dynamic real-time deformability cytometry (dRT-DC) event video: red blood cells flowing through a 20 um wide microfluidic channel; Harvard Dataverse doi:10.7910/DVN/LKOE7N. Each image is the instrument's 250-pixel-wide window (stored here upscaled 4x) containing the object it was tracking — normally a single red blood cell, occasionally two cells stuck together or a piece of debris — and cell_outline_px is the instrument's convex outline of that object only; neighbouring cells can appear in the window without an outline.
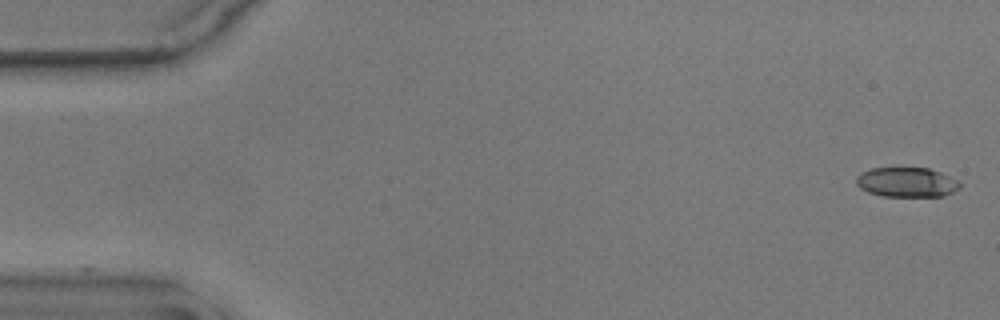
{"species": "common noctule bat (a hibernating species)", "species_latin": "Nyctalus noctula", "temperature_condition": "warm", "stored_images_in_passage": 2, "camera_frame_rate_fps": 3000, "um_per_image_px": 0.085, "animal": {"sex": "male", "body_mass_g": 17.9}, "frame": {"image": 1, "passage_image": 1, "time_ms": 0.0, "image_size_px": [1000, 320], "cell_outline_px": [[960, 188], [944, 196], [884, 196], [868, 192], [860, 188], [856, 184], [856, 176], [872, 168], [928, 168], [940, 172], [956, 180], [960, 184]], "centroid_in_image_um": [77.06, 15.49], "position_along_channel_um": 7.9, "area_um2": 17.74}}